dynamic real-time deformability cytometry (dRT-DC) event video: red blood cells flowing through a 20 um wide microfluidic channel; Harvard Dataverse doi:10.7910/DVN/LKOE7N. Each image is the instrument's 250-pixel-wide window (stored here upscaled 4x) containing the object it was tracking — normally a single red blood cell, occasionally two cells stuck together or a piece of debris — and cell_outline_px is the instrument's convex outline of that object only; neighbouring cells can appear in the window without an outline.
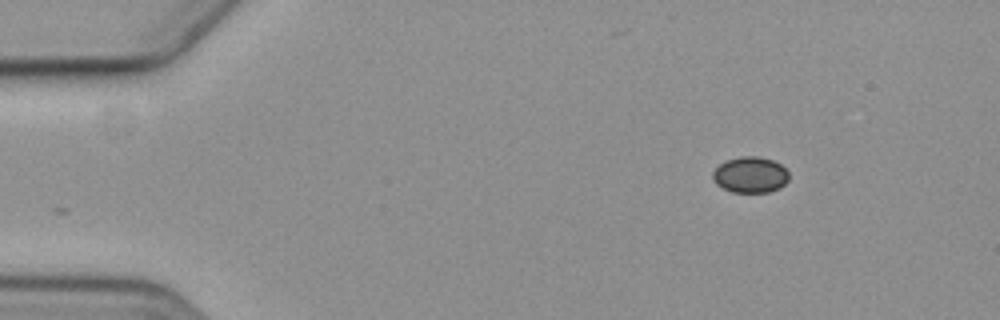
{"species": "common noctule bat (a hibernating species)", "species_latin": "Nyctalus noctula", "temperature_condition": "cold", "stored_images_in_passage": 52, "camera_frame_rate_fps": 3000, "um_per_image_px": 0.085, "animal": {"sex": "female", "body_mass_g": 19.3, "forearm_length_mm": 54.1}, "frame": {"image": 1, "passage_image": 1, "time_ms": 0.0, "image_size_px": [1000, 320], "cell_outline_px": [[788, 180], [780, 188], [768, 192], [732, 192], [716, 184], [712, 180], [712, 172], [724, 160], [740, 156], [760, 156], [772, 160], [780, 164], [788, 172]], "centroid_in_image_um": [63.75, 14.85], "position_along_channel_um": 21.2, "area_um2": 16.07}}
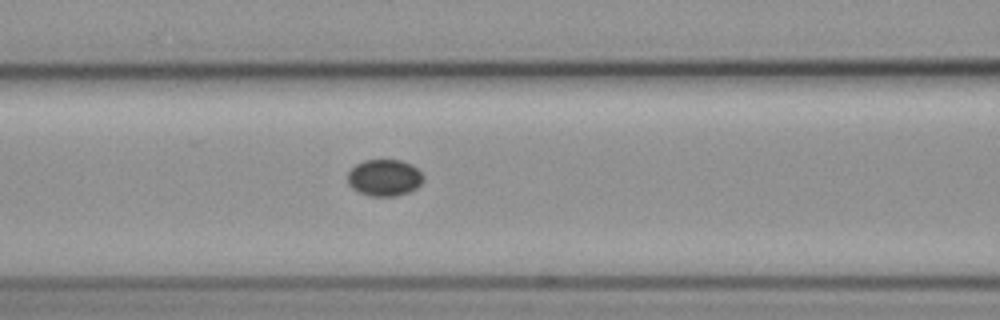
{"frame": {"image": 2, "passage_image": 18, "time_ms": 5.667, "image_size_px": [1000, 320], "cell_outline_px": [[424, 180], [416, 188], [408, 192], [396, 196], [372, 196], [360, 192], [352, 188], [348, 184], [348, 172], [356, 164], [364, 160], [400, 160], [412, 164], [424, 176]], "centroid_in_image_um": [32.68, 15.1], "position_along_channel_um": 133.9, "area_um2": 16.13}}
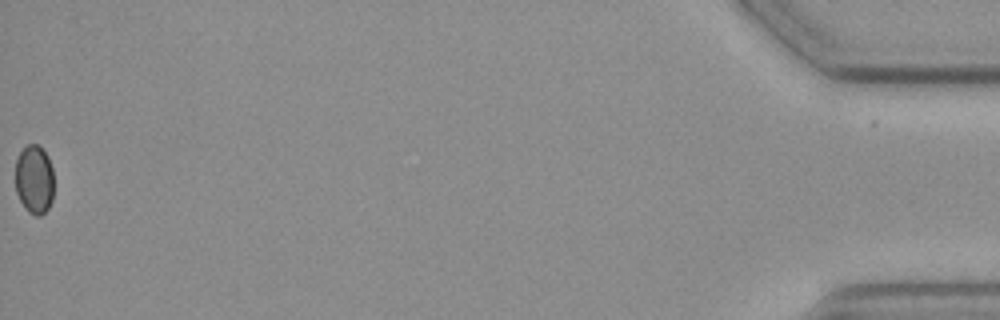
{"frame": {"image": 3, "passage_image": 52, "time_ms": 17.0, "image_size_px": [1000, 320], "cell_outline_px": [[52, 200], [48, 208], [40, 216], [36, 216], [28, 212], [24, 208], [16, 192], [16, 160], [20, 152], [28, 144], [36, 144], [48, 156], [52, 168]], "centroid_in_image_um": [2.9, 15.28], "position_along_channel_um": 432.3, "area_um2": 15.32}}